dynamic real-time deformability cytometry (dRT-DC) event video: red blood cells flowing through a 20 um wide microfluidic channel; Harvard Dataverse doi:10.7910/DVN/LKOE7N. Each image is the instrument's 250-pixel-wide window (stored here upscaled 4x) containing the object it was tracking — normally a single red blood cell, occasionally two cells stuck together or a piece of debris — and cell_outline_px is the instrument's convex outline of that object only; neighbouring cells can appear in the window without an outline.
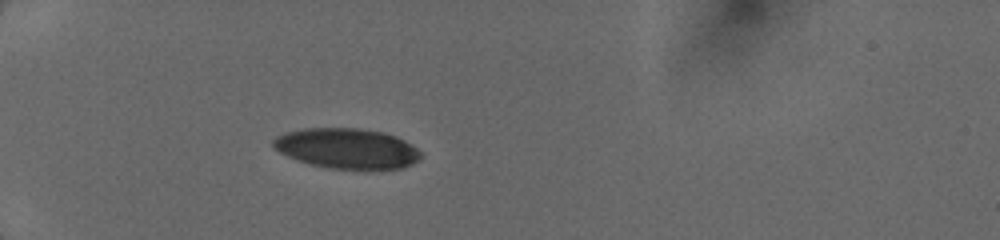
{"species": "human", "species_latin": "Homo sapiens", "temperature_condition": "cold", "stored_images_in_passage": 5, "camera_frame_rate_fps": 3000, "um_per_image_px": 0.085, "donor": {"sex": "female"}, "frame": {"image": 1, "passage_image": 4, "time_ms": 3.333, "image_size_px": [1000, 240], "cell_outline_px": [[420, 160], [404, 168], [328, 168], [312, 164], [288, 156], [280, 152], [272, 144], [272, 140], [276, 136], [284, 132], [304, 128], [356, 128], [380, 132], [396, 136], [404, 140], [416, 148], [420, 152]], "centroid_in_image_um": [29.48, 12.6], "position_along_channel_um": 55.5, "area_um2": 34.16}}